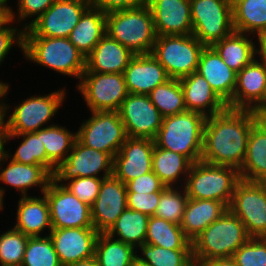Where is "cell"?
<instances>
[{
	"label": "cell",
	"instance_id": "f546056e",
	"mask_svg": "<svg viewBox=\"0 0 266 266\" xmlns=\"http://www.w3.org/2000/svg\"><path fill=\"white\" fill-rule=\"evenodd\" d=\"M106 34V13L90 5L68 39L86 57Z\"/></svg>",
	"mask_w": 266,
	"mask_h": 266
},
{
	"label": "cell",
	"instance_id": "11a10c76",
	"mask_svg": "<svg viewBox=\"0 0 266 266\" xmlns=\"http://www.w3.org/2000/svg\"><path fill=\"white\" fill-rule=\"evenodd\" d=\"M204 266H237L235 260L230 258H216L202 263Z\"/></svg>",
	"mask_w": 266,
	"mask_h": 266
},
{
	"label": "cell",
	"instance_id": "7c38bea8",
	"mask_svg": "<svg viewBox=\"0 0 266 266\" xmlns=\"http://www.w3.org/2000/svg\"><path fill=\"white\" fill-rule=\"evenodd\" d=\"M65 90L44 96H31L14 108L7 122V134H24L43 129L56 115L65 98Z\"/></svg>",
	"mask_w": 266,
	"mask_h": 266
},
{
	"label": "cell",
	"instance_id": "277c9868",
	"mask_svg": "<svg viewBox=\"0 0 266 266\" xmlns=\"http://www.w3.org/2000/svg\"><path fill=\"white\" fill-rule=\"evenodd\" d=\"M106 33L134 54L152 53L157 38L148 4L106 13Z\"/></svg>",
	"mask_w": 266,
	"mask_h": 266
},
{
	"label": "cell",
	"instance_id": "f6af8a7d",
	"mask_svg": "<svg viewBox=\"0 0 266 266\" xmlns=\"http://www.w3.org/2000/svg\"><path fill=\"white\" fill-rule=\"evenodd\" d=\"M100 177H77L68 180L66 184H61L84 204L92 207L98 197L100 186L104 179V177Z\"/></svg>",
	"mask_w": 266,
	"mask_h": 266
},
{
	"label": "cell",
	"instance_id": "9a60e30c",
	"mask_svg": "<svg viewBox=\"0 0 266 266\" xmlns=\"http://www.w3.org/2000/svg\"><path fill=\"white\" fill-rule=\"evenodd\" d=\"M43 195L49 204L52 229L93 227L91 207L62 184L52 179Z\"/></svg>",
	"mask_w": 266,
	"mask_h": 266
},
{
	"label": "cell",
	"instance_id": "f1b7e54d",
	"mask_svg": "<svg viewBox=\"0 0 266 266\" xmlns=\"http://www.w3.org/2000/svg\"><path fill=\"white\" fill-rule=\"evenodd\" d=\"M227 210L228 206L221 201L189 198L179 225L192 241Z\"/></svg>",
	"mask_w": 266,
	"mask_h": 266
},
{
	"label": "cell",
	"instance_id": "d6986e66",
	"mask_svg": "<svg viewBox=\"0 0 266 266\" xmlns=\"http://www.w3.org/2000/svg\"><path fill=\"white\" fill-rule=\"evenodd\" d=\"M127 208V186L113 175L102 180L98 197L91 207L93 227L106 233Z\"/></svg>",
	"mask_w": 266,
	"mask_h": 266
},
{
	"label": "cell",
	"instance_id": "7bdbcfd3",
	"mask_svg": "<svg viewBox=\"0 0 266 266\" xmlns=\"http://www.w3.org/2000/svg\"><path fill=\"white\" fill-rule=\"evenodd\" d=\"M28 238L15 228L0 234L1 266H21Z\"/></svg>",
	"mask_w": 266,
	"mask_h": 266
},
{
	"label": "cell",
	"instance_id": "f907efd6",
	"mask_svg": "<svg viewBox=\"0 0 266 266\" xmlns=\"http://www.w3.org/2000/svg\"><path fill=\"white\" fill-rule=\"evenodd\" d=\"M148 4V0H91V5L104 13L124 10Z\"/></svg>",
	"mask_w": 266,
	"mask_h": 266
},
{
	"label": "cell",
	"instance_id": "6da1fadb",
	"mask_svg": "<svg viewBox=\"0 0 266 266\" xmlns=\"http://www.w3.org/2000/svg\"><path fill=\"white\" fill-rule=\"evenodd\" d=\"M261 117L255 111L231 108L207 117L201 161L240 170L251 128Z\"/></svg>",
	"mask_w": 266,
	"mask_h": 266
},
{
	"label": "cell",
	"instance_id": "681fc988",
	"mask_svg": "<svg viewBox=\"0 0 266 266\" xmlns=\"http://www.w3.org/2000/svg\"><path fill=\"white\" fill-rule=\"evenodd\" d=\"M127 192L137 193H154L162 192L166 186L161 182L160 178L153 172L140 175L129 181L127 184Z\"/></svg>",
	"mask_w": 266,
	"mask_h": 266
},
{
	"label": "cell",
	"instance_id": "7402d4cb",
	"mask_svg": "<svg viewBox=\"0 0 266 266\" xmlns=\"http://www.w3.org/2000/svg\"><path fill=\"white\" fill-rule=\"evenodd\" d=\"M128 93L148 95L156 86L171 79L164 67L151 54H135L124 70Z\"/></svg>",
	"mask_w": 266,
	"mask_h": 266
},
{
	"label": "cell",
	"instance_id": "8d00e7d4",
	"mask_svg": "<svg viewBox=\"0 0 266 266\" xmlns=\"http://www.w3.org/2000/svg\"><path fill=\"white\" fill-rule=\"evenodd\" d=\"M136 249L107 233H99L94 257L99 266H130L136 260Z\"/></svg>",
	"mask_w": 266,
	"mask_h": 266
},
{
	"label": "cell",
	"instance_id": "4dcf8cb0",
	"mask_svg": "<svg viewBox=\"0 0 266 266\" xmlns=\"http://www.w3.org/2000/svg\"><path fill=\"white\" fill-rule=\"evenodd\" d=\"M242 32L233 31L212 47L224 63L236 73L248 65L257 55V45Z\"/></svg>",
	"mask_w": 266,
	"mask_h": 266
},
{
	"label": "cell",
	"instance_id": "8992f818",
	"mask_svg": "<svg viewBox=\"0 0 266 266\" xmlns=\"http://www.w3.org/2000/svg\"><path fill=\"white\" fill-rule=\"evenodd\" d=\"M240 180L239 170L234 167L198 161L192 164L182 186L188 198L221 201L229 207Z\"/></svg>",
	"mask_w": 266,
	"mask_h": 266
},
{
	"label": "cell",
	"instance_id": "6f0895ef",
	"mask_svg": "<svg viewBox=\"0 0 266 266\" xmlns=\"http://www.w3.org/2000/svg\"><path fill=\"white\" fill-rule=\"evenodd\" d=\"M9 90V85L5 82L3 83L2 81H0V98H3L6 96V94H8Z\"/></svg>",
	"mask_w": 266,
	"mask_h": 266
},
{
	"label": "cell",
	"instance_id": "94428289",
	"mask_svg": "<svg viewBox=\"0 0 266 266\" xmlns=\"http://www.w3.org/2000/svg\"><path fill=\"white\" fill-rule=\"evenodd\" d=\"M189 266H204V265L193 261Z\"/></svg>",
	"mask_w": 266,
	"mask_h": 266
},
{
	"label": "cell",
	"instance_id": "ffe728a7",
	"mask_svg": "<svg viewBox=\"0 0 266 266\" xmlns=\"http://www.w3.org/2000/svg\"><path fill=\"white\" fill-rule=\"evenodd\" d=\"M98 232L94 227L52 229L48 234L62 266L94 257Z\"/></svg>",
	"mask_w": 266,
	"mask_h": 266
},
{
	"label": "cell",
	"instance_id": "9f6ffc18",
	"mask_svg": "<svg viewBox=\"0 0 266 266\" xmlns=\"http://www.w3.org/2000/svg\"><path fill=\"white\" fill-rule=\"evenodd\" d=\"M66 266H99L98 262L95 257L83 260V261H78L76 263L68 264Z\"/></svg>",
	"mask_w": 266,
	"mask_h": 266
},
{
	"label": "cell",
	"instance_id": "3957f363",
	"mask_svg": "<svg viewBox=\"0 0 266 266\" xmlns=\"http://www.w3.org/2000/svg\"><path fill=\"white\" fill-rule=\"evenodd\" d=\"M206 116L194 111H183L163 117L154 143L161 149L188 157L193 163L201 161Z\"/></svg>",
	"mask_w": 266,
	"mask_h": 266
},
{
	"label": "cell",
	"instance_id": "e0dca14e",
	"mask_svg": "<svg viewBox=\"0 0 266 266\" xmlns=\"http://www.w3.org/2000/svg\"><path fill=\"white\" fill-rule=\"evenodd\" d=\"M255 57L237 73L232 101L227 108L265 114L266 64Z\"/></svg>",
	"mask_w": 266,
	"mask_h": 266
},
{
	"label": "cell",
	"instance_id": "f35d334b",
	"mask_svg": "<svg viewBox=\"0 0 266 266\" xmlns=\"http://www.w3.org/2000/svg\"><path fill=\"white\" fill-rule=\"evenodd\" d=\"M148 95L163 117L187 110L179 79H169L164 84L156 86Z\"/></svg>",
	"mask_w": 266,
	"mask_h": 266
},
{
	"label": "cell",
	"instance_id": "d4e9b609",
	"mask_svg": "<svg viewBox=\"0 0 266 266\" xmlns=\"http://www.w3.org/2000/svg\"><path fill=\"white\" fill-rule=\"evenodd\" d=\"M184 93V103L189 111L206 117L223 112L227 105L212 90L207 80L198 72L179 79Z\"/></svg>",
	"mask_w": 266,
	"mask_h": 266
},
{
	"label": "cell",
	"instance_id": "91938a15",
	"mask_svg": "<svg viewBox=\"0 0 266 266\" xmlns=\"http://www.w3.org/2000/svg\"><path fill=\"white\" fill-rule=\"evenodd\" d=\"M130 266H148L144 263L139 262L137 259Z\"/></svg>",
	"mask_w": 266,
	"mask_h": 266
},
{
	"label": "cell",
	"instance_id": "816d5d0a",
	"mask_svg": "<svg viewBox=\"0 0 266 266\" xmlns=\"http://www.w3.org/2000/svg\"><path fill=\"white\" fill-rule=\"evenodd\" d=\"M9 106L4 102H0V155L5 151L6 136H7V122L4 118L8 113Z\"/></svg>",
	"mask_w": 266,
	"mask_h": 266
},
{
	"label": "cell",
	"instance_id": "603a6c76",
	"mask_svg": "<svg viewBox=\"0 0 266 266\" xmlns=\"http://www.w3.org/2000/svg\"><path fill=\"white\" fill-rule=\"evenodd\" d=\"M196 72L207 80L226 105L232 101L237 73L224 63L212 46H205L202 50Z\"/></svg>",
	"mask_w": 266,
	"mask_h": 266
},
{
	"label": "cell",
	"instance_id": "1f68e13d",
	"mask_svg": "<svg viewBox=\"0 0 266 266\" xmlns=\"http://www.w3.org/2000/svg\"><path fill=\"white\" fill-rule=\"evenodd\" d=\"M192 164L193 162L184 155L154 146L152 171L166 187H176L175 183L177 184L181 175V179L184 178L183 181H185V176L188 175Z\"/></svg>",
	"mask_w": 266,
	"mask_h": 266
},
{
	"label": "cell",
	"instance_id": "6125c7cd",
	"mask_svg": "<svg viewBox=\"0 0 266 266\" xmlns=\"http://www.w3.org/2000/svg\"><path fill=\"white\" fill-rule=\"evenodd\" d=\"M265 114H266V92H265Z\"/></svg>",
	"mask_w": 266,
	"mask_h": 266
},
{
	"label": "cell",
	"instance_id": "9c48e42d",
	"mask_svg": "<svg viewBox=\"0 0 266 266\" xmlns=\"http://www.w3.org/2000/svg\"><path fill=\"white\" fill-rule=\"evenodd\" d=\"M228 209L244 224L250 237L266 238V182L241 179Z\"/></svg>",
	"mask_w": 266,
	"mask_h": 266
},
{
	"label": "cell",
	"instance_id": "7a4b0ae2",
	"mask_svg": "<svg viewBox=\"0 0 266 266\" xmlns=\"http://www.w3.org/2000/svg\"><path fill=\"white\" fill-rule=\"evenodd\" d=\"M251 237L244 224L229 209L192 240V256L197 263L230 258Z\"/></svg>",
	"mask_w": 266,
	"mask_h": 266
},
{
	"label": "cell",
	"instance_id": "ac0fdd59",
	"mask_svg": "<svg viewBox=\"0 0 266 266\" xmlns=\"http://www.w3.org/2000/svg\"><path fill=\"white\" fill-rule=\"evenodd\" d=\"M154 140L127 137L113 157V176L124 184L152 171Z\"/></svg>",
	"mask_w": 266,
	"mask_h": 266
},
{
	"label": "cell",
	"instance_id": "44dd1931",
	"mask_svg": "<svg viewBox=\"0 0 266 266\" xmlns=\"http://www.w3.org/2000/svg\"><path fill=\"white\" fill-rule=\"evenodd\" d=\"M157 36L191 35L190 0H148Z\"/></svg>",
	"mask_w": 266,
	"mask_h": 266
},
{
	"label": "cell",
	"instance_id": "ab89813d",
	"mask_svg": "<svg viewBox=\"0 0 266 266\" xmlns=\"http://www.w3.org/2000/svg\"><path fill=\"white\" fill-rule=\"evenodd\" d=\"M142 257L136 254V259L148 266H189L194 260L192 250H173L152 244L139 246Z\"/></svg>",
	"mask_w": 266,
	"mask_h": 266
},
{
	"label": "cell",
	"instance_id": "db71d44e",
	"mask_svg": "<svg viewBox=\"0 0 266 266\" xmlns=\"http://www.w3.org/2000/svg\"><path fill=\"white\" fill-rule=\"evenodd\" d=\"M258 47L257 54L260 55V59L266 64V30L261 32L258 36Z\"/></svg>",
	"mask_w": 266,
	"mask_h": 266
},
{
	"label": "cell",
	"instance_id": "c3c4849f",
	"mask_svg": "<svg viewBox=\"0 0 266 266\" xmlns=\"http://www.w3.org/2000/svg\"><path fill=\"white\" fill-rule=\"evenodd\" d=\"M18 1V23L29 16H37L34 20L24 25L27 29L36 19H38L56 0H17Z\"/></svg>",
	"mask_w": 266,
	"mask_h": 266
},
{
	"label": "cell",
	"instance_id": "83f0119b",
	"mask_svg": "<svg viewBox=\"0 0 266 266\" xmlns=\"http://www.w3.org/2000/svg\"><path fill=\"white\" fill-rule=\"evenodd\" d=\"M17 221L13 226L29 237L40 236L46 228L52 230L49 204L46 196H21L18 200Z\"/></svg>",
	"mask_w": 266,
	"mask_h": 266
},
{
	"label": "cell",
	"instance_id": "8fae6325",
	"mask_svg": "<svg viewBox=\"0 0 266 266\" xmlns=\"http://www.w3.org/2000/svg\"><path fill=\"white\" fill-rule=\"evenodd\" d=\"M77 89L89 110L118 111L128 90L122 73L83 72Z\"/></svg>",
	"mask_w": 266,
	"mask_h": 266
},
{
	"label": "cell",
	"instance_id": "d6a6232c",
	"mask_svg": "<svg viewBox=\"0 0 266 266\" xmlns=\"http://www.w3.org/2000/svg\"><path fill=\"white\" fill-rule=\"evenodd\" d=\"M232 14L234 31L258 36L266 30V0H232Z\"/></svg>",
	"mask_w": 266,
	"mask_h": 266
},
{
	"label": "cell",
	"instance_id": "ba28073f",
	"mask_svg": "<svg viewBox=\"0 0 266 266\" xmlns=\"http://www.w3.org/2000/svg\"><path fill=\"white\" fill-rule=\"evenodd\" d=\"M192 34L204 45L213 46L234 31L232 1L190 0Z\"/></svg>",
	"mask_w": 266,
	"mask_h": 266
},
{
	"label": "cell",
	"instance_id": "484cf974",
	"mask_svg": "<svg viewBox=\"0 0 266 266\" xmlns=\"http://www.w3.org/2000/svg\"><path fill=\"white\" fill-rule=\"evenodd\" d=\"M5 160H8V157L2 153L0 164ZM7 164L6 168L1 169L0 181L20 191L22 196H27L28 189L38 185L43 194L53 179V175L41 165L22 164L12 159Z\"/></svg>",
	"mask_w": 266,
	"mask_h": 266
},
{
	"label": "cell",
	"instance_id": "b9f144b4",
	"mask_svg": "<svg viewBox=\"0 0 266 266\" xmlns=\"http://www.w3.org/2000/svg\"><path fill=\"white\" fill-rule=\"evenodd\" d=\"M179 189V186L176 189L174 187H166L162 191L154 216L174 224H180L189 198L183 186L182 189L184 191Z\"/></svg>",
	"mask_w": 266,
	"mask_h": 266
},
{
	"label": "cell",
	"instance_id": "30bf717a",
	"mask_svg": "<svg viewBox=\"0 0 266 266\" xmlns=\"http://www.w3.org/2000/svg\"><path fill=\"white\" fill-rule=\"evenodd\" d=\"M77 139L85 146L114 157L127 139L118 111H92L77 131Z\"/></svg>",
	"mask_w": 266,
	"mask_h": 266
},
{
	"label": "cell",
	"instance_id": "4316f807",
	"mask_svg": "<svg viewBox=\"0 0 266 266\" xmlns=\"http://www.w3.org/2000/svg\"><path fill=\"white\" fill-rule=\"evenodd\" d=\"M239 174L246 181L266 182V120L263 117L251 128Z\"/></svg>",
	"mask_w": 266,
	"mask_h": 266
},
{
	"label": "cell",
	"instance_id": "836d02e7",
	"mask_svg": "<svg viewBox=\"0 0 266 266\" xmlns=\"http://www.w3.org/2000/svg\"><path fill=\"white\" fill-rule=\"evenodd\" d=\"M145 243L166 249L192 250V241L184 234L179 224L156 216L149 218Z\"/></svg>",
	"mask_w": 266,
	"mask_h": 266
},
{
	"label": "cell",
	"instance_id": "52a82bcc",
	"mask_svg": "<svg viewBox=\"0 0 266 266\" xmlns=\"http://www.w3.org/2000/svg\"><path fill=\"white\" fill-rule=\"evenodd\" d=\"M204 45L193 35L157 36L152 55L169 77L181 79L197 71Z\"/></svg>",
	"mask_w": 266,
	"mask_h": 266
},
{
	"label": "cell",
	"instance_id": "2e32d148",
	"mask_svg": "<svg viewBox=\"0 0 266 266\" xmlns=\"http://www.w3.org/2000/svg\"><path fill=\"white\" fill-rule=\"evenodd\" d=\"M127 137L154 140L163 121V116L153 105L149 95L128 94L119 110Z\"/></svg>",
	"mask_w": 266,
	"mask_h": 266
},
{
	"label": "cell",
	"instance_id": "680465c9",
	"mask_svg": "<svg viewBox=\"0 0 266 266\" xmlns=\"http://www.w3.org/2000/svg\"><path fill=\"white\" fill-rule=\"evenodd\" d=\"M6 191L2 188V187H0V211L2 210V209H4L3 208V197H4V193H5Z\"/></svg>",
	"mask_w": 266,
	"mask_h": 266
},
{
	"label": "cell",
	"instance_id": "bcb514c9",
	"mask_svg": "<svg viewBox=\"0 0 266 266\" xmlns=\"http://www.w3.org/2000/svg\"><path fill=\"white\" fill-rule=\"evenodd\" d=\"M10 23H13L12 19L0 20V64L4 61L6 55H8L9 50L12 48L13 44L21 47L23 51L24 42V30L20 31L16 27H11ZM16 42V43H15Z\"/></svg>",
	"mask_w": 266,
	"mask_h": 266
},
{
	"label": "cell",
	"instance_id": "f5cc1de1",
	"mask_svg": "<svg viewBox=\"0 0 266 266\" xmlns=\"http://www.w3.org/2000/svg\"><path fill=\"white\" fill-rule=\"evenodd\" d=\"M9 0H0V20L12 19L15 24V12L12 11V7H9L6 3Z\"/></svg>",
	"mask_w": 266,
	"mask_h": 266
},
{
	"label": "cell",
	"instance_id": "60d3db41",
	"mask_svg": "<svg viewBox=\"0 0 266 266\" xmlns=\"http://www.w3.org/2000/svg\"><path fill=\"white\" fill-rule=\"evenodd\" d=\"M21 266H62L49 235L28 238Z\"/></svg>",
	"mask_w": 266,
	"mask_h": 266
},
{
	"label": "cell",
	"instance_id": "5bb4252c",
	"mask_svg": "<svg viewBox=\"0 0 266 266\" xmlns=\"http://www.w3.org/2000/svg\"><path fill=\"white\" fill-rule=\"evenodd\" d=\"M103 170L104 178L113 175V157L76 139L67 158L56 167L53 180L59 184L77 177H99Z\"/></svg>",
	"mask_w": 266,
	"mask_h": 266
},
{
	"label": "cell",
	"instance_id": "7dc6e473",
	"mask_svg": "<svg viewBox=\"0 0 266 266\" xmlns=\"http://www.w3.org/2000/svg\"><path fill=\"white\" fill-rule=\"evenodd\" d=\"M162 192H154L151 194L127 192V208L154 216Z\"/></svg>",
	"mask_w": 266,
	"mask_h": 266
},
{
	"label": "cell",
	"instance_id": "ee69618b",
	"mask_svg": "<svg viewBox=\"0 0 266 266\" xmlns=\"http://www.w3.org/2000/svg\"><path fill=\"white\" fill-rule=\"evenodd\" d=\"M232 258L237 266H266V238L251 237L235 251Z\"/></svg>",
	"mask_w": 266,
	"mask_h": 266
},
{
	"label": "cell",
	"instance_id": "cb8c5ba5",
	"mask_svg": "<svg viewBox=\"0 0 266 266\" xmlns=\"http://www.w3.org/2000/svg\"><path fill=\"white\" fill-rule=\"evenodd\" d=\"M135 54L107 33L85 57V71L96 73H124Z\"/></svg>",
	"mask_w": 266,
	"mask_h": 266
},
{
	"label": "cell",
	"instance_id": "5b68a950",
	"mask_svg": "<svg viewBox=\"0 0 266 266\" xmlns=\"http://www.w3.org/2000/svg\"><path fill=\"white\" fill-rule=\"evenodd\" d=\"M23 43V54L29 61L81 79L85 56L68 38L24 36Z\"/></svg>",
	"mask_w": 266,
	"mask_h": 266
},
{
	"label": "cell",
	"instance_id": "74e56055",
	"mask_svg": "<svg viewBox=\"0 0 266 266\" xmlns=\"http://www.w3.org/2000/svg\"><path fill=\"white\" fill-rule=\"evenodd\" d=\"M76 139L77 132H70L59 125L51 124L42 129V142L47 158L56 167L67 158Z\"/></svg>",
	"mask_w": 266,
	"mask_h": 266
},
{
	"label": "cell",
	"instance_id": "d590c367",
	"mask_svg": "<svg viewBox=\"0 0 266 266\" xmlns=\"http://www.w3.org/2000/svg\"><path fill=\"white\" fill-rule=\"evenodd\" d=\"M22 138V143L19 144L16 152L10 156L8 151H4L6 156L18 163L28 165H41L45 167L52 175L56 166L47 158L46 150L42 142V129L37 132L24 134H7L6 143L10 138Z\"/></svg>",
	"mask_w": 266,
	"mask_h": 266
},
{
	"label": "cell",
	"instance_id": "4fadbf2b",
	"mask_svg": "<svg viewBox=\"0 0 266 266\" xmlns=\"http://www.w3.org/2000/svg\"><path fill=\"white\" fill-rule=\"evenodd\" d=\"M91 0H56L27 29L24 36L68 38Z\"/></svg>",
	"mask_w": 266,
	"mask_h": 266
},
{
	"label": "cell",
	"instance_id": "e575fe53",
	"mask_svg": "<svg viewBox=\"0 0 266 266\" xmlns=\"http://www.w3.org/2000/svg\"><path fill=\"white\" fill-rule=\"evenodd\" d=\"M149 218L147 214L126 208L106 233L137 248L145 243Z\"/></svg>",
	"mask_w": 266,
	"mask_h": 266
}]
</instances>
